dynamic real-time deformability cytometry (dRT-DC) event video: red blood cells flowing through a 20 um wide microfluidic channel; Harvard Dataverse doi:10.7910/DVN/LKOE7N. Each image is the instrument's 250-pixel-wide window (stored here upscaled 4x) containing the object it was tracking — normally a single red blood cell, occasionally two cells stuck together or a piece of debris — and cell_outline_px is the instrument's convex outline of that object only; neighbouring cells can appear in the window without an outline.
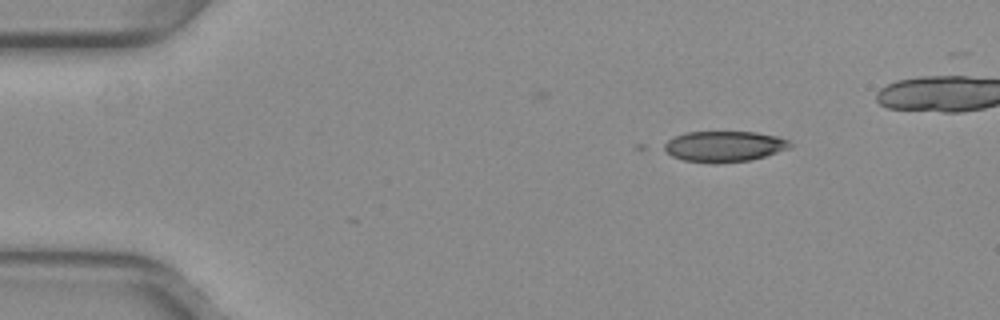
{"species": "common noctule bat (a hibernating species)", "species_latin": "Nyctalus noctula", "temperature_condition": "warm", "stored_images_in_passage": 3, "camera_frame_rate_fps": 3000, "um_per_image_px": 0.085, "animal": {"sex": "female", "body_mass_g": 29.2, "forearm_length_mm": 56.3}, "frame": {"image": 1, "passage_image": 1, "time_ms": 0.0, "image_size_px": [1000, 320], "cell_outline_px": [[792, 148], [764, 156], [748, 160], [684, 160], [672, 156], [660, 148], [660, 144], [684, 132], [756, 132], [776, 136], [788, 140], [792, 144]], "centroid_in_image_um": [61.54, 12.39], "position_along_channel_um": 23.5, "area_um2": 21.85}}